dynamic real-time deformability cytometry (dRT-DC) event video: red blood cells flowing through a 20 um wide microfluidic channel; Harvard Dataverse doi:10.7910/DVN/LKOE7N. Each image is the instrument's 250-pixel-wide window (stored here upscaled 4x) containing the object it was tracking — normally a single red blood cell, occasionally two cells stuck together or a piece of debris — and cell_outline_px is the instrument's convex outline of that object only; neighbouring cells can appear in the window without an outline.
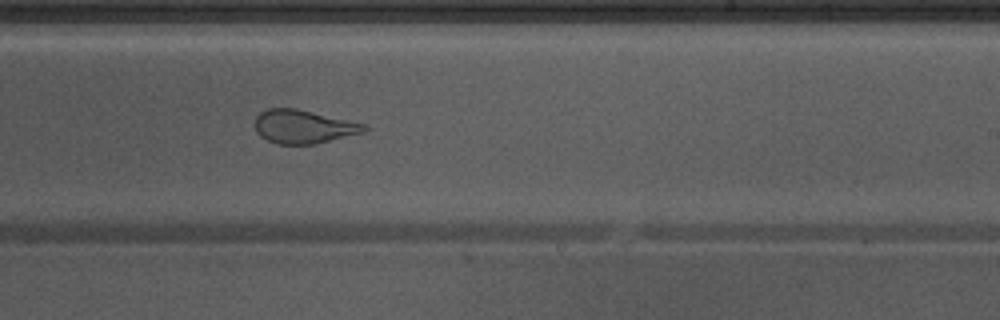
{"species": "Egyptian fruit bat (a non-hibernating species)", "species_latin": "Rousettus aegyptiacus", "temperature_condition": "warm", "stored_images_in_passage": 50, "camera_frame_rate_fps": 3000, "um_per_image_px": 0.085, "animal": {"sex": "male"}, "frame": {"image": 1, "passage_image": 29, "time_ms": 9.333, "image_size_px": [1000, 320], "cell_outline_px": [[368, 128], [364, 132], [312, 144], [276, 144], [260, 136], [256, 132], [256, 116], [260, 112], [268, 108], [296, 108], [368, 124]], "centroid_in_image_um": [25.8, 10.75], "position_along_channel_um": 263.2, "area_um2": 21.27}, "authors_computed_cell_mechanics": {"area_um2": 27.4839, "velocity_mm_per_s": 3.9679, "shape_relaxation_time_tau1_ms": null, "shape_relaxation_time_tau2_ms": 1.0127, "deformation_change_tau1": null, "deformation_change_tau2": 0.0967}}